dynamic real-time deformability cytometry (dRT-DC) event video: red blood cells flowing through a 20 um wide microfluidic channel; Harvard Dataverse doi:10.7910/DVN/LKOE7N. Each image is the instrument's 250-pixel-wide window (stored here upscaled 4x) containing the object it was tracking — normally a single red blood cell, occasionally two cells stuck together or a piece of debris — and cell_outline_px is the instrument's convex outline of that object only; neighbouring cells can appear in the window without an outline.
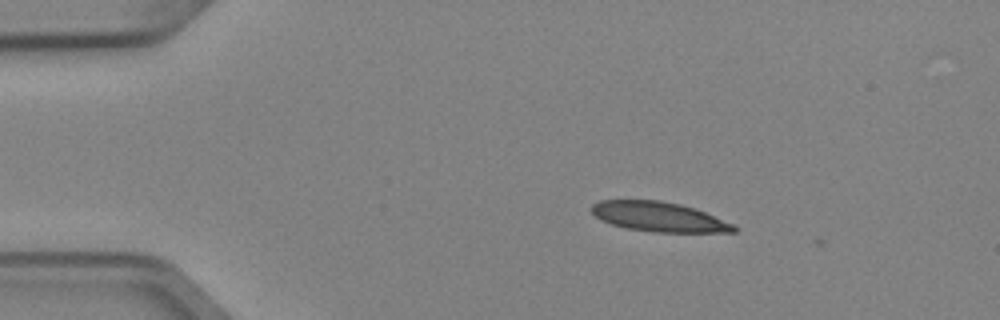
{"species": "Egyptian fruit bat (a non-hibernating species)", "species_latin": "Rousettus aegyptiacus", "temperature_condition": "cold", "stored_images_in_passage": 5, "camera_frame_rate_fps": 3000, "um_per_image_px": 0.085, "animal": {"sex": "female"}, "frame": {"image": 1, "passage_image": 2, "time_ms": 0.333, "image_size_px": [1000, 320], "cell_outline_px": [[740, 228], [736, 232], [652, 232], [628, 228], [612, 224], [600, 220], [588, 208], [592, 204], [600, 200], [660, 200], [680, 204], [696, 208], [736, 224]], "centroid_in_image_um": [56.05, 18.42], "position_along_channel_um": 28.9, "area_um2": 24.97}}
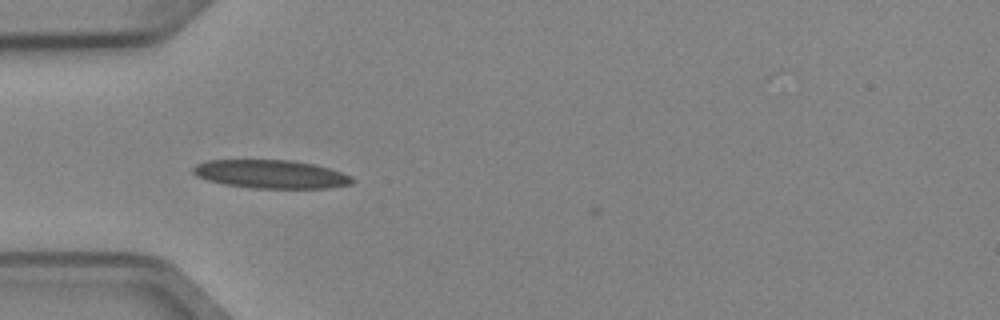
{"frame": {"image": 2, "passage_image": 4, "time_ms": 1.0, "image_size_px": [1000, 320], "cell_outline_px": [[356, 180], [352, 184], [328, 188], [252, 188], [224, 184], [208, 180], [196, 176], [192, 172], [192, 168], [196, 164], [208, 160], [292, 160], [316, 164], [352, 176]], "centroid_in_image_um": [23.04, 14.8], "position_along_channel_um": 62.0, "area_um2": 26.47}}
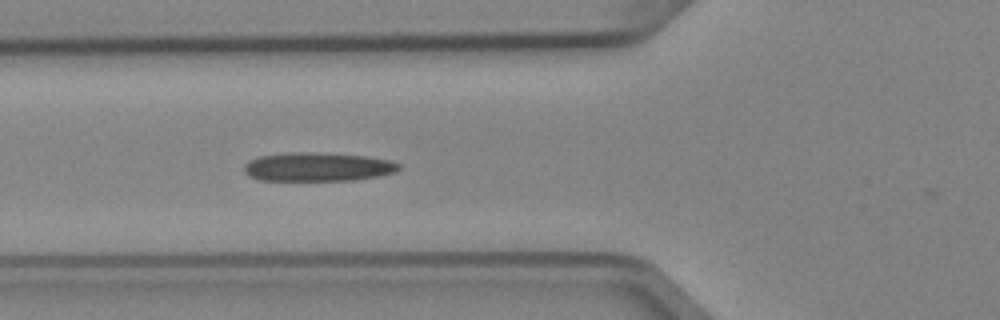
{"frame": {"image": 3, "passage_image": 5, "time_ms": 1.333, "image_size_px": [1000, 320], "cell_outline_px": [[400, 168], [396, 172], [376, 176], [352, 180], [260, 180], [248, 176], [244, 172], [244, 164], [248, 160], [260, 156], [292, 152], [316, 152], [364, 156], [392, 160], [400, 164]], "centroid_in_image_um": [26.98, 14.18], "position_along_channel_um": 98.8, "area_um2": 25.95}}